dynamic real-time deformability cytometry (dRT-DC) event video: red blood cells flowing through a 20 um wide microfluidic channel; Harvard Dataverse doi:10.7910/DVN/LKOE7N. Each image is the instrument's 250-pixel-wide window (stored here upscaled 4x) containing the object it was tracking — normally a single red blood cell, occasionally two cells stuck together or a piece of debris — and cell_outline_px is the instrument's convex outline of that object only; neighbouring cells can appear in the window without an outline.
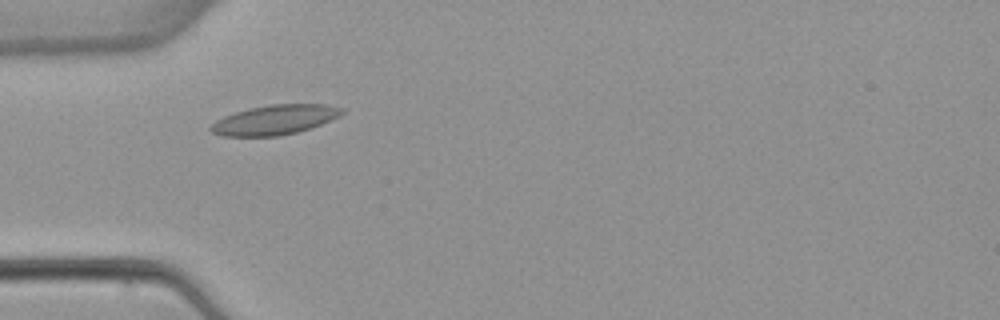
{"species": "common noctule bat (a hibernating species)", "species_latin": "Nyctalus noctula", "temperature_condition": "warm", "stored_images_in_passage": 5, "camera_frame_rate_fps": 3000, "um_per_image_px": 0.085, "animal": {"sex": "female", "body_mass_g": 22.7, "forearm_length_mm": 54.2}, "frame": {"image": 1, "passage_image": 4, "time_ms": 3.667, "image_size_px": [1000, 320], "cell_outline_px": [[344, 112], [340, 116], [320, 124], [296, 132], [280, 136], [224, 136], [212, 132], [208, 128], [216, 120], [224, 116], [236, 112], [252, 108], [272, 104], [324, 104], [344, 108]], "centroid_in_image_um": [23.36, 10.18], "position_along_channel_um": 61.6, "area_um2": 22.43}}
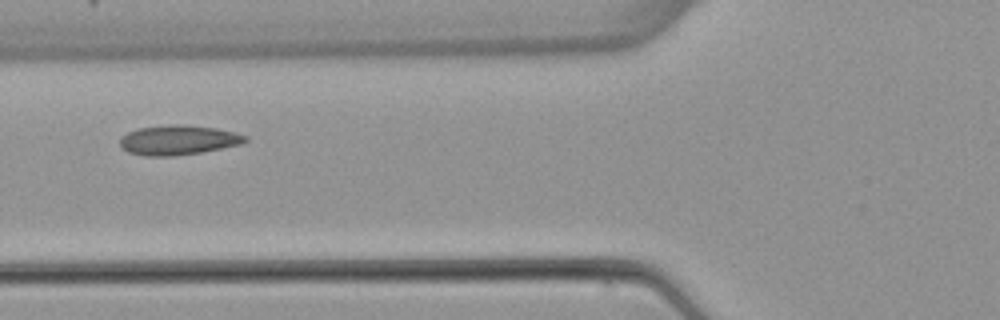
{"frame": {"image": 2, "passage_image": 5, "time_ms": 5.0, "image_size_px": [1000, 320], "cell_outline_px": [[248, 140], [240, 144], [200, 152], [172, 156], [144, 156], [128, 152], [120, 148], [120, 136], [128, 132], [140, 128], [172, 124], [184, 124], [216, 128], [248, 136]], "centroid_in_image_um": [15.1, 11.9], "position_along_channel_um": 110.7, "area_um2": 21.62}}